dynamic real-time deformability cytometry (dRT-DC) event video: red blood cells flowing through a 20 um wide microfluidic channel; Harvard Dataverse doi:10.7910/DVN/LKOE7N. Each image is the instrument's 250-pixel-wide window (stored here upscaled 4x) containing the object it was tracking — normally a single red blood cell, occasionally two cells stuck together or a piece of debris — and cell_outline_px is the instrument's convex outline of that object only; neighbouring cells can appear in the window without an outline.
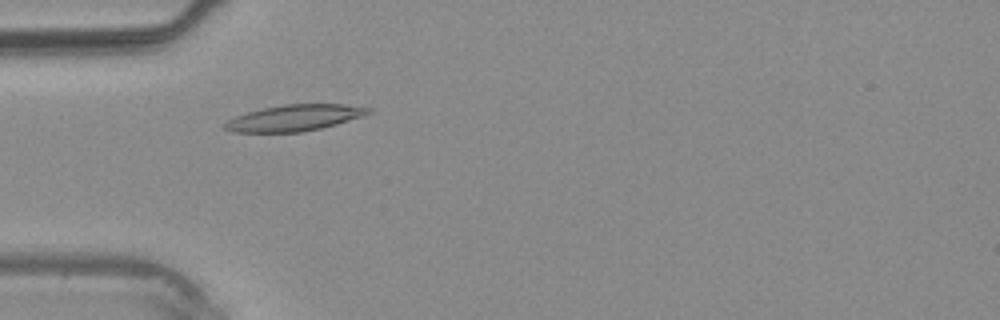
{"species": "common noctule bat (a hibernating species)", "species_latin": "Nyctalus noctula", "temperature_condition": "warm", "stored_images_in_passage": 36, "camera_frame_rate_fps": 3000, "um_per_image_px": 0.085, "animal": {"sex": "male", "body_mass_g": 20.4}, "frame": {"image": 1, "passage_image": 9, "time_ms": 2.667, "image_size_px": [1000, 320], "cell_outline_px": [[372, 112], [364, 116], [336, 124], [320, 128], [300, 132], [232, 132], [224, 128], [220, 124], [236, 116], [260, 108], [284, 104], [344, 104], [372, 108]], "centroid_in_image_um": [25.01, 10.01], "position_along_channel_um": 60.0, "area_um2": 22.02}}
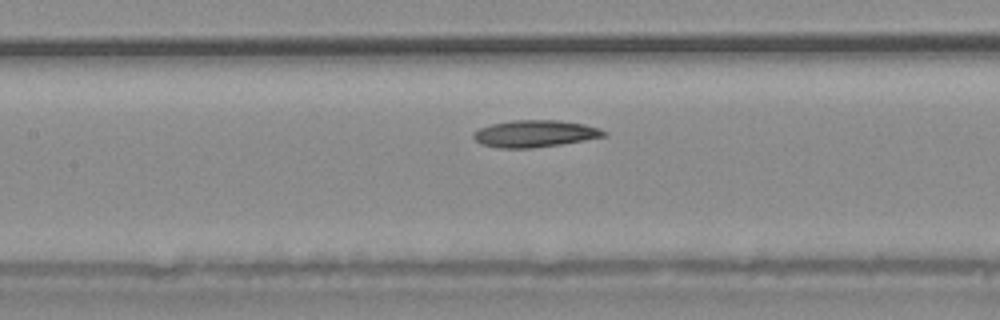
{"frame": {"image": 2, "passage_image": 15, "time_ms": 4.667, "image_size_px": [1000, 320], "cell_outline_px": [[608, 136], [560, 144], [532, 148], [496, 148], [480, 144], [472, 136], [472, 132], [480, 128], [492, 124], [512, 120], [560, 120], [584, 124], [608, 132]], "centroid_in_image_um": [45.44, 11.36], "position_along_channel_um": 162.0, "area_um2": 20.52}}
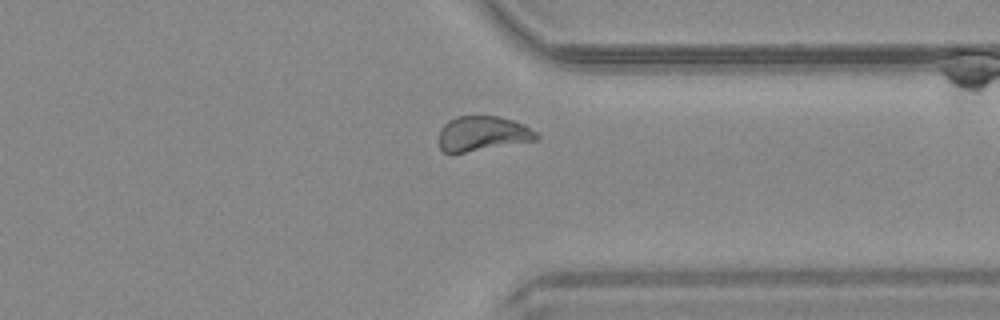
{"frame": {"image": 3, "passage_image": 27, "time_ms": 8.667, "image_size_px": [1000, 320], "cell_outline_px": [[540, 136], [536, 140], [464, 152], [444, 152], [440, 148], [440, 128], [448, 120], [456, 116], [496, 116], [512, 120], [524, 124], [536, 132]], "centroid_in_image_um": [41.02, 11.34], "position_along_channel_um": 370.4, "area_um2": 19.54}}